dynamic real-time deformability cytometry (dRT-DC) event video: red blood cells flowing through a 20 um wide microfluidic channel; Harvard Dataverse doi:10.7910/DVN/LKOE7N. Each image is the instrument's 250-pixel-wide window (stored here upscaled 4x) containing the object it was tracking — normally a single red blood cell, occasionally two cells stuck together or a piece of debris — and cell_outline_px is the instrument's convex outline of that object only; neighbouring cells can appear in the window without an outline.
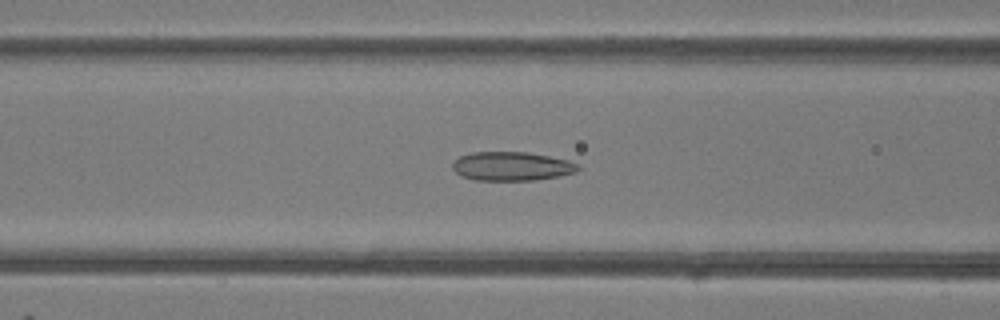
{"species": "common noctule bat (a hibernating species)", "species_latin": "Nyctalus noctula", "temperature_condition": "room temperature", "stored_images_in_passage": 40, "camera_frame_rate_fps": 3000, "um_per_image_px": 0.085, "animal": {"sex": "female"}, "frame": {"image": 1, "passage_image": 11, "time_ms": 3.333, "image_size_px": [1000, 320], "cell_outline_px": [[580, 168], [576, 172], [560, 176], [536, 180], [476, 180], [460, 176], [452, 168], [452, 164], [460, 156], [472, 152], [528, 152], [568, 160], [580, 164]], "centroid_in_image_um": [43.52, 14.13], "position_along_channel_um": 123.1, "area_um2": 21.21}}
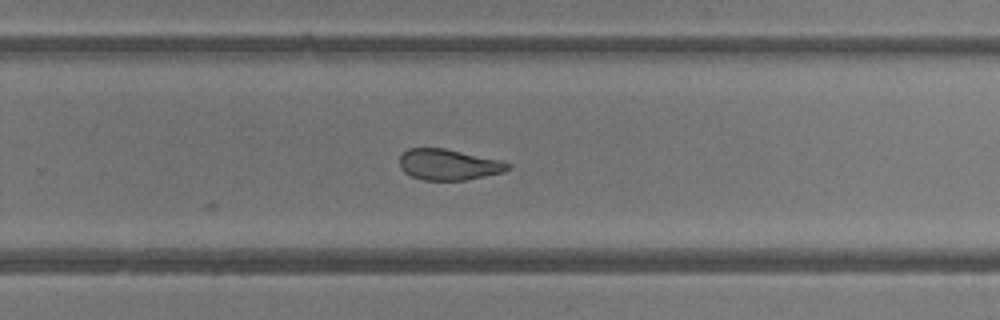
{"frame": {"image": 2, "passage_image": 23, "time_ms": 7.333, "image_size_px": [1000, 320], "cell_outline_px": [[512, 168], [504, 172], [464, 180], [424, 180], [412, 176], [404, 172], [400, 168], [400, 156], [408, 148], [444, 148], [504, 160], [512, 164]], "centroid_in_image_um": [38.18, 13.98], "position_along_channel_um": 291.6, "area_um2": 19.71}}
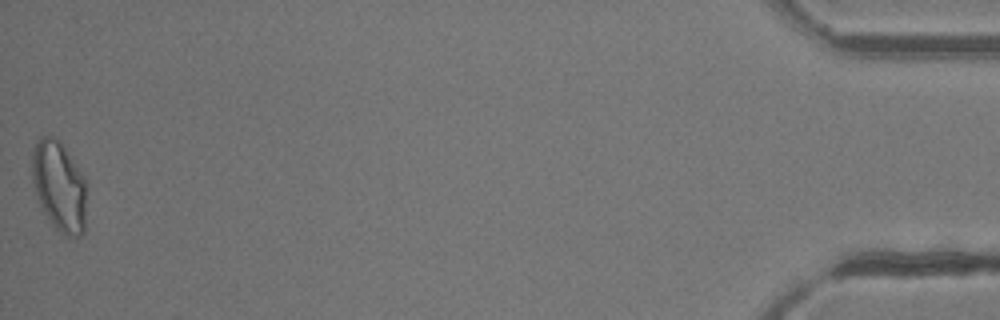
{"frame": {"image": 3, "passage_image": 40, "time_ms": 13.0, "image_size_px": [1000, 320], "cell_outline_px": [[88, 184], [84, 232], [80, 236], [64, 236], [48, 224], [40, 208], [32, 180], [32, 152], [40, 136], [48, 132], [60, 140], [84, 176]], "centroid_in_image_um": [5.04, 15.85], "position_along_channel_um": 430.2, "area_um2": 29.88}, "authors_computed_cell_mechanics": {"area_um2": 21.675, "velocity_mm_per_s": 4.2273, "shape_relaxation_time_tau1_ms": null, "shape_relaxation_time_tau2_ms": 1.6907, "deformation_change_tau1": null, "deformation_change_tau2": 0.0927}}